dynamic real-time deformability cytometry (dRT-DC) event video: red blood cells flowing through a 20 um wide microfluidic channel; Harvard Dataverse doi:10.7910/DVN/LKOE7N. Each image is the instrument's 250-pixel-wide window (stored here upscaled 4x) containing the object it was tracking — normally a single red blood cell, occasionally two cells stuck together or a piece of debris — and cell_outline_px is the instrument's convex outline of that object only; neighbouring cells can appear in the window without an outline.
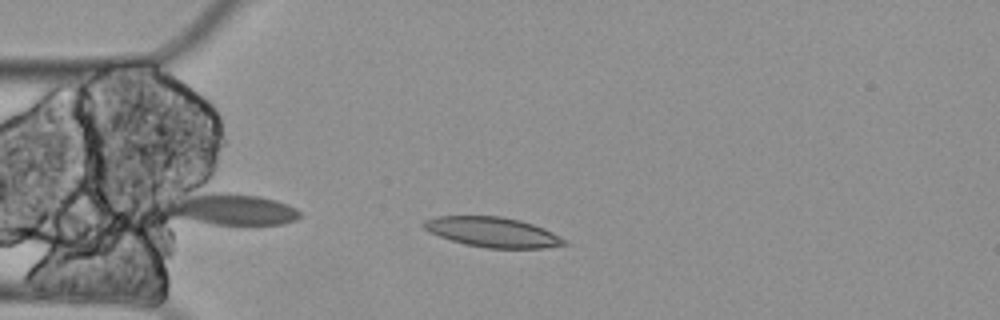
{"species": "Egyptian fruit bat (a non-hibernating species)", "species_latin": "Rousettus aegyptiacus", "temperature_condition": "cold", "stored_images_in_passage": 4, "camera_frame_rate_fps": 3000, "um_per_image_px": 0.085, "animal": {"sex": "female"}, "frame": {"image": 1, "passage_image": 2, "time_ms": 0.333, "image_size_px": [1000, 320], "cell_outline_px": [[568, 244], [548, 248], [488, 248], [464, 244], [428, 232], [420, 224], [424, 220], [436, 216], [500, 216], [520, 220], [544, 228], [560, 236]], "centroid_in_image_um": [41.85, 19.73], "position_along_channel_um": 43.1, "area_um2": 24.57}}